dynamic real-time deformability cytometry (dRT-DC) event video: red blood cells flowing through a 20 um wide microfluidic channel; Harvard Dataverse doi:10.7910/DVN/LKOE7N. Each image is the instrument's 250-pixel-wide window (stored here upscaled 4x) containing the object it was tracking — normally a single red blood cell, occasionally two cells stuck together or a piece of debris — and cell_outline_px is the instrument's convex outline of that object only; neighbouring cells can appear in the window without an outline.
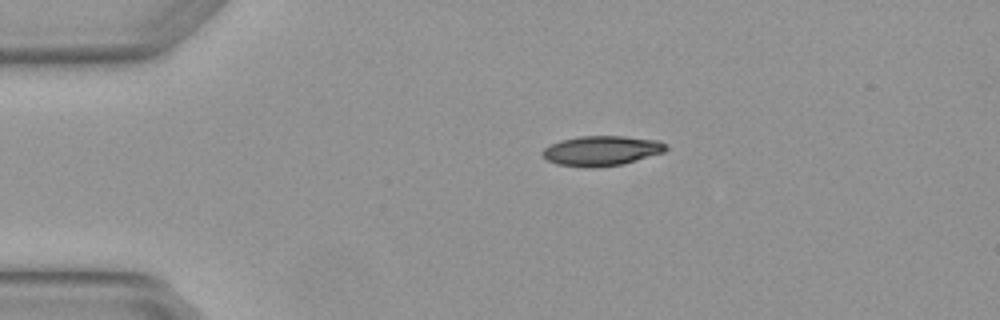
{"species": "Egyptian fruit bat (a non-hibernating species)", "species_latin": "Rousettus aegyptiacus", "temperature_condition": "warm", "stored_images_in_passage": 3, "camera_frame_rate_fps": 3000, "um_per_image_px": 0.085, "animal": {"sex": "female"}, "frame": {"image": 1, "passage_image": 1, "time_ms": 0.0, "image_size_px": [1000, 320], "cell_outline_px": [[668, 148], [664, 152], [624, 164], [596, 168], [584, 168], [556, 164], [548, 160], [540, 152], [544, 148], [560, 140], [580, 136], [624, 136], [656, 140], [664, 144]], "centroid_in_image_um": [51.11, 12.83], "position_along_channel_um": 33.9, "area_um2": 21.62}}